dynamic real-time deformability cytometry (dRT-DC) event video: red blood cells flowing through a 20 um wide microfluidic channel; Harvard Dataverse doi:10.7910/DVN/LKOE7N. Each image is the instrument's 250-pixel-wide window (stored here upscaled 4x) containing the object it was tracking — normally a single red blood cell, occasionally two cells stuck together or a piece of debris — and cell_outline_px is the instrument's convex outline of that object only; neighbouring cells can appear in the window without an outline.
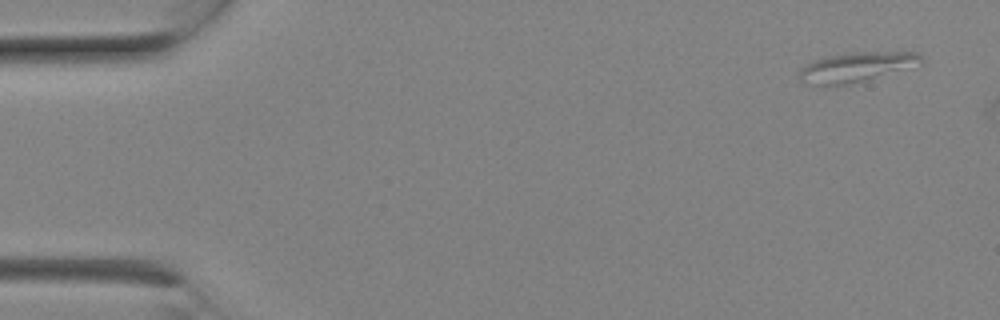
{"species": "Egyptian fruit bat (a non-hibernating species)", "species_latin": "Rousettus aegyptiacus", "temperature_condition": "room temperature", "stored_images_in_passage": 5, "camera_frame_rate_fps": 3000, "um_per_image_px": 0.085, "animal": {"sex": "female"}, "frame": {"image": 1, "passage_image": 1, "time_ms": 0.0, "image_size_px": [1000, 320], "cell_outline_px": [[924, 60], [920, 64], [864, 80], [848, 84], [804, 84], [800, 80], [796, 72], [812, 60], [828, 56], [848, 52], [920, 52]], "centroid_in_image_um": [72.75, 5.68], "position_along_channel_um": 12.3, "area_um2": 20.87}}